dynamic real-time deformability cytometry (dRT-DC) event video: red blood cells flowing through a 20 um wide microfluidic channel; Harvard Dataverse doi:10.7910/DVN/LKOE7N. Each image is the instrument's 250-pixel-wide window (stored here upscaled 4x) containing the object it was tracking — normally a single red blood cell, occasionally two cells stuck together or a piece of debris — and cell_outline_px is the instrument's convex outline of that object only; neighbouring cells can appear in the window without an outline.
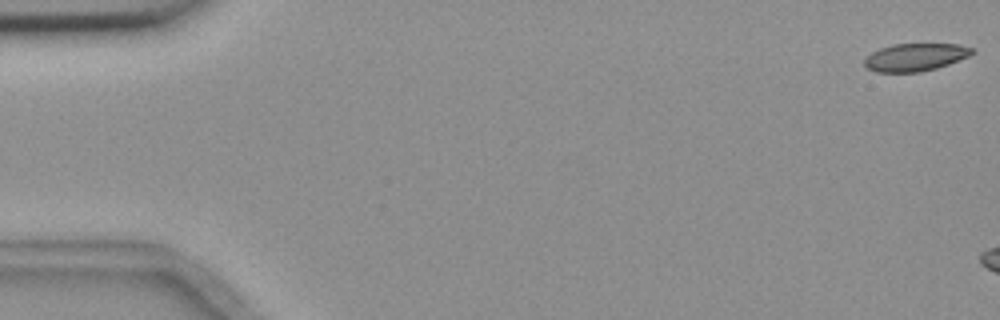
{"species": "common noctule bat (a hibernating species)", "species_latin": "Nyctalus noctula", "temperature_condition": "room temperature", "stored_images_in_passage": 3, "camera_frame_rate_fps": 3000, "um_per_image_px": 0.085, "animal": {"sex": "female", "body_mass_g": 18.4}, "frame": {"image": 1, "passage_image": 1, "time_ms": 0.0, "image_size_px": [1000, 320], "cell_outline_px": [[976, 52], [968, 56], [948, 64], [936, 68], [920, 72], [876, 72], [868, 68], [864, 64], [864, 60], [872, 52], [880, 48], [892, 44], [960, 44], [976, 48]], "centroid_in_image_um": [77.83, 4.85], "position_along_channel_um": 7.2, "area_um2": 17.4}}